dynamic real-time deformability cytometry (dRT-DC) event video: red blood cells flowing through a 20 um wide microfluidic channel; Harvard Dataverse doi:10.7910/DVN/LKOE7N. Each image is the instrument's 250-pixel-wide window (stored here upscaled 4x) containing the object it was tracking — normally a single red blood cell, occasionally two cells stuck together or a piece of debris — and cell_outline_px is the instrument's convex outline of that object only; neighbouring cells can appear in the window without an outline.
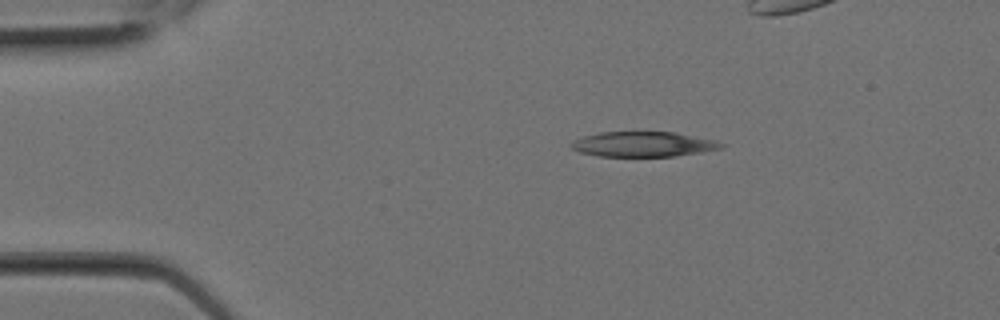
{"species": "Egyptian fruit bat (a non-hibernating species)", "species_latin": "Rousettus aegyptiacus", "temperature_condition": "room temperature", "stored_images_in_passage": 3, "camera_frame_rate_fps": 3000, "um_per_image_px": 0.085, "animal": {"sex": "female"}, "frame": {"image": 1, "passage_image": 1, "time_ms": 0.0, "image_size_px": [1000, 320], "cell_outline_px": [[724, 144], [720, 148], [700, 152], [676, 156], [600, 156], [580, 152], [572, 148], [568, 144], [572, 140], [584, 136], [600, 132], [676, 132], [716, 140]], "centroid_in_image_um": [54.64, 12.25], "position_along_channel_um": 30.4, "area_um2": 21.85}}
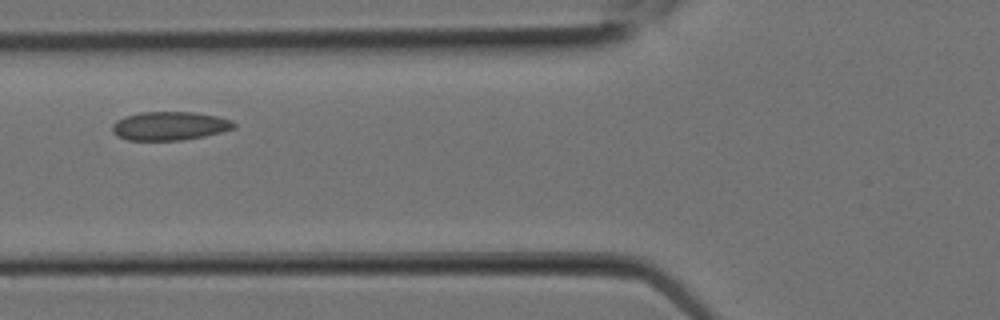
{"frame": {"image": 2, "passage_image": 3, "time_ms": 0.667, "image_size_px": [1000, 320], "cell_outline_px": [[236, 128], [204, 136], [180, 140], [128, 140], [116, 136], [112, 132], [112, 124], [116, 120], [124, 116], [140, 112], [192, 112], [216, 116], [232, 120], [236, 124]], "centroid_in_image_um": [14.39, 10.7], "position_along_channel_um": 111.4, "area_um2": 20.35}}